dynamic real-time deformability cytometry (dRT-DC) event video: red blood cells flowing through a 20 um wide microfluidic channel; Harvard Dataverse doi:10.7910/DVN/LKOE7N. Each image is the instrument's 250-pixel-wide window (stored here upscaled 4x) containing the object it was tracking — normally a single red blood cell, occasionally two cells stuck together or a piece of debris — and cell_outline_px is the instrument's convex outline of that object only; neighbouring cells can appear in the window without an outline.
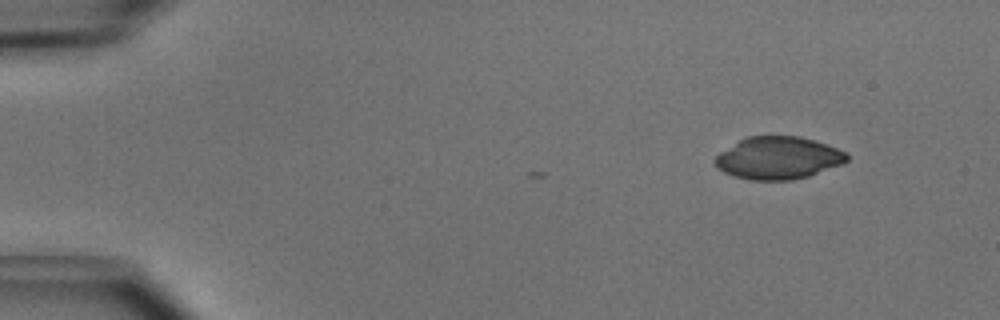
{"species": "common noctule bat (a hibernating species)", "species_latin": "Nyctalus noctula", "temperature_condition": "cold", "stored_images_in_passage": 36, "camera_frame_rate_fps": 3000, "um_per_image_px": 0.085, "animal": {"sex": "male", "body_mass_g": 15.6}, "frame": {"image": 1, "passage_image": 1, "time_ms": 0.0, "image_size_px": [1000, 320], "cell_outline_px": [[848, 160], [844, 164], [808, 176], [792, 180], [752, 180], [736, 176], [724, 172], [716, 168], [712, 160], [720, 152], [740, 140], [748, 136], [800, 136], [848, 152]], "centroid_in_image_um": [66.15, 13.43], "position_along_channel_um": 18.9, "area_um2": 32.6}}